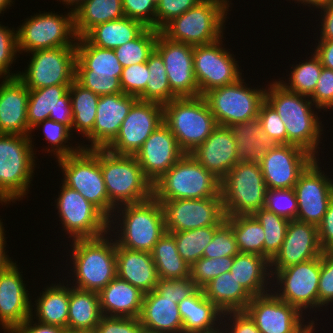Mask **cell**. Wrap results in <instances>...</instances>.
<instances>
[{
  "label": "cell",
  "instance_id": "cell-1",
  "mask_svg": "<svg viewBox=\"0 0 333 333\" xmlns=\"http://www.w3.org/2000/svg\"><path fill=\"white\" fill-rule=\"evenodd\" d=\"M268 86L265 100L283 121L287 131V144L299 146L317 159L323 127L318 113L315 114L312 109L314 104L311 99L289 91L277 80Z\"/></svg>",
  "mask_w": 333,
  "mask_h": 333
},
{
  "label": "cell",
  "instance_id": "cell-2",
  "mask_svg": "<svg viewBox=\"0 0 333 333\" xmlns=\"http://www.w3.org/2000/svg\"><path fill=\"white\" fill-rule=\"evenodd\" d=\"M111 219L109 220V230L115 233L116 243L129 250L151 253L154 245L166 232L163 207L154 196L138 203L117 207ZM116 222L119 223L116 226H120V230L111 225H115Z\"/></svg>",
  "mask_w": 333,
  "mask_h": 333
},
{
  "label": "cell",
  "instance_id": "cell-3",
  "mask_svg": "<svg viewBox=\"0 0 333 333\" xmlns=\"http://www.w3.org/2000/svg\"><path fill=\"white\" fill-rule=\"evenodd\" d=\"M109 238L106 234L72 240L70 256L74 287L99 293L117 276L116 241Z\"/></svg>",
  "mask_w": 333,
  "mask_h": 333
},
{
  "label": "cell",
  "instance_id": "cell-4",
  "mask_svg": "<svg viewBox=\"0 0 333 333\" xmlns=\"http://www.w3.org/2000/svg\"><path fill=\"white\" fill-rule=\"evenodd\" d=\"M100 167L109 198V220L119 205L138 203L153 196V184L135 156L100 149Z\"/></svg>",
  "mask_w": 333,
  "mask_h": 333
},
{
  "label": "cell",
  "instance_id": "cell-5",
  "mask_svg": "<svg viewBox=\"0 0 333 333\" xmlns=\"http://www.w3.org/2000/svg\"><path fill=\"white\" fill-rule=\"evenodd\" d=\"M32 136L0 133V203L2 205L9 204L11 201L15 203L28 194L34 175V166L37 165Z\"/></svg>",
  "mask_w": 333,
  "mask_h": 333
},
{
  "label": "cell",
  "instance_id": "cell-6",
  "mask_svg": "<svg viewBox=\"0 0 333 333\" xmlns=\"http://www.w3.org/2000/svg\"><path fill=\"white\" fill-rule=\"evenodd\" d=\"M229 0H203L167 23L160 32L168 39L191 46L214 43L223 37ZM224 27V28H223Z\"/></svg>",
  "mask_w": 333,
  "mask_h": 333
},
{
  "label": "cell",
  "instance_id": "cell-7",
  "mask_svg": "<svg viewBox=\"0 0 333 333\" xmlns=\"http://www.w3.org/2000/svg\"><path fill=\"white\" fill-rule=\"evenodd\" d=\"M220 184V179L185 153L153 183V196L157 200L221 198Z\"/></svg>",
  "mask_w": 333,
  "mask_h": 333
},
{
  "label": "cell",
  "instance_id": "cell-8",
  "mask_svg": "<svg viewBox=\"0 0 333 333\" xmlns=\"http://www.w3.org/2000/svg\"><path fill=\"white\" fill-rule=\"evenodd\" d=\"M163 123L184 153L192 152L218 126L203 96L175 98L163 104Z\"/></svg>",
  "mask_w": 333,
  "mask_h": 333
},
{
  "label": "cell",
  "instance_id": "cell-9",
  "mask_svg": "<svg viewBox=\"0 0 333 333\" xmlns=\"http://www.w3.org/2000/svg\"><path fill=\"white\" fill-rule=\"evenodd\" d=\"M266 190L260 164L240 160L221 179L220 195L225 217L253 215L264 208Z\"/></svg>",
  "mask_w": 333,
  "mask_h": 333
},
{
  "label": "cell",
  "instance_id": "cell-10",
  "mask_svg": "<svg viewBox=\"0 0 333 333\" xmlns=\"http://www.w3.org/2000/svg\"><path fill=\"white\" fill-rule=\"evenodd\" d=\"M122 70L114 50L94 46L84 37L77 38L75 80L80 85L99 96L122 93Z\"/></svg>",
  "mask_w": 333,
  "mask_h": 333
},
{
  "label": "cell",
  "instance_id": "cell-11",
  "mask_svg": "<svg viewBox=\"0 0 333 333\" xmlns=\"http://www.w3.org/2000/svg\"><path fill=\"white\" fill-rule=\"evenodd\" d=\"M62 183L78 191L109 219V198L100 167V149H81L60 158Z\"/></svg>",
  "mask_w": 333,
  "mask_h": 333
},
{
  "label": "cell",
  "instance_id": "cell-12",
  "mask_svg": "<svg viewBox=\"0 0 333 333\" xmlns=\"http://www.w3.org/2000/svg\"><path fill=\"white\" fill-rule=\"evenodd\" d=\"M30 17L17 28L19 54L22 51L30 53L56 47H76L78 37L74 30L73 12L59 15L51 11Z\"/></svg>",
  "mask_w": 333,
  "mask_h": 333
},
{
  "label": "cell",
  "instance_id": "cell-13",
  "mask_svg": "<svg viewBox=\"0 0 333 333\" xmlns=\"http://www.w3.org/2000/svg\"><path fill=\"white\" fill-rule=\"evenodd\" d=\"M242 77L235 83L206 92V100L218 125L230 127L258 117L265 89H251Z\"/></svg>",
  "mask_w": 333,
  "mask_h": 333
},
{
  "label": "cell",
  "instance_id": "cell-14",
  "mask_svg": "<svg viewBox=\"0 0 333 333\" xmlns=\"http://www.w3.org/2000/svg\"><path fill=\"white\" fill-rule=\"evenodd\" d=\"M62 184L55 199L59 218L66 234L75 239L97 238L110 235L109 219L78 191Z\"/></svg>",
  "mask_w": 333,
  "mask_h": 333
},
{
  "label": "cell",
  "instance_id": "cell-15",
  "mask_svg": "<svg viewBox=\"0 0 333 333\" xmlns=\"http://www.w3.org/2000/svg\"><path fill=\"white\" fill-rule=\"evenodd\" d=\"M320 270L321 256L281 270H270L271 282L275 283L276 280L275 284L278 285H275L273 290L278 288L273 293L302 313L306 309L315 310L318 308Z\"/></svg>",
  "mask_w": 333,
  "mask_h": 333
},
{
  "label": "cell",
  "instance_id": "cell-16",
  "mask_svg": "<svg viewBox=\"0 0 333 333\" xmlns=\"http://www.w3.org/2000/svg\"><path fill=\"white\" fill-rule=\"evenodd\" d=\"M32 57L18 78L29 90L71 85L75 80L76 47H56L30 52Z\"/></svg>",
  "mask_w": 333,
  "mask_h": 333
},
{
  "label": "cell",
  "instance_id": "cell-17",
  "mask_svg": "<svg viewBox=\"0 0 333 333\" xmlns=\"http://www.w3.org/2000/svg\"><path fill=\"white\" fill-rule=\"evenodd\" d=\"M222 42L221 38L211 44L193 47V67L199 96L212 89L235 83L242 77L235 55L223 48Z\"/></svg>",
  "mask_w": 333,
  "mask_h": 333
},
{
  "label": "cell",
  "instance_id": "cell-18",
  "mask_svg": "<svg viewBox=\"0 0 333 333\" xmlns=\"http://www.w3.org/2000/svg\"><path fill=\"white\" fill-rule=\"evenodd\" d=\"M272 291L252 297L244 310L258 330L261 333H305L315 321L312 319L305 325V315Z\"/></svg>",
  "mask_w": 333,
  "mask_h": 333
},
{
  "label": "cell",
  "instance_id": "cell-19",
  "mask_svg": "<svg viewBox=\"0 0 333 333\" xmlns=\"http://www.w3.org/2000/svg\"><path fill=\"white\" fill-rule=\"evenodd\" d=\"M163 207L167 232L221 226L226 217L222 198L158 200Z\"/></svg>",
  "mask_w": 333,
  "mask_h": 333
},
{
  "label": "cell",
  "instance_id": "cell-20",
  "mask_svg": "<svg viewBox=\"0 0 333 333\" xmlns=\"http://www.w3.org/2000/svg\"><path fill=\"white\" fill-rule=\"evenodd\" d=\"M161 124L163 105L138 99L121 123L118 135L105 149L116 155L134 156Z\"/></svg>",
  "mask_w": 333,
  "mask_h": 333
},
{
  "label": "cell",
  "instance_id": "cell-21",
  "mask_svg": "<svg viewBox=\"0 0 333 333\" xmlns=\"http://www.w3.org/2000/svg\"><path fill=\"white\" fill-rule=\"evenodd\" d=\"M315 159L294 185L298 202L296 220L318 227L333 199V179L324 175Z\"/></svg>",
  "mask_w": 333,
  "mask_h": 333
},
{
  "label": "cell",
  "instance_id": "cell-22",
  "mask_svg": "<svg viewBox=\"0 0 333 333\" xmlns=\"http://www.w3.org/2000/svg\"><path fill=\"white\" fill-rule=\"evenodd\" d=\"M316 158L292 144H276L259 163L267 189L294 188L299 176Z\"/></svg>",
  "mask_w": 333,
  "mask_h": 333
},
{
  "label": "cell",
  "instance_id": "cell-23",
  "mask_svg": "<svg viewBox=\"0 0 333 333\" xmlns=\"http://www.w3.org/2000/svg\"><path fill=\"white\" fill-rule=\"evenodd\" d=\"M155 50L164 62L172 93L177 98L199 96L193 67V46L172 41L159 32Z\"/></svg>",
  "mask_w": 333,
  "mask_h": 333
},
{
  "label": "cell",
  "instance_id": "cell-24",
  "mask_svg": "<svg viewBox=\"0 0 333 333\" xmlns=\"http://www.w3.org/2000/svg\"><path fill=\"white\" fill-rule=\"evenodd\" d=\"M137 100L138 97L123 92L100 96L93 130L85 137L91 144H81L82 149H105L118 135L121 123Z\"/></svg>",
  "mask_w": 333,
  "mask_h": 333
},
{
  "label": "cell",
  "instance_id": "cell-25",
  "mask_svg": "<svg viewBox=\"0 0 333 333\" xmlns=\"http://www.w3.org/2000/svg\"><path fill=\"white\" fill-rule=\"evenodd\" d=\"M184 154L177 144L176 137L163 123L152 132L134 156L144 175L153 184Z\"/></svg>",
  "mask_w": 333,
  "mask_h": 333
},
{
  "label": "cell",
  "instance_id": "cell-26",
  "mask_svg": "<svg viewBox=\"0 0 333 333\" xmlns=\"http://www.w3.org/2000/svg\"><path fill=\"white\" fill-rule=\"evenodd\" d=\"M322 253L317 226L291 220L282 246L270 260V270H281L317 258Z\"/></svg>",
  "mask_w": 333,
  "mask_h": 333
},
{
  "label": "cell",
  "instance_id": "cell-27",
  "mask_svg": "<svg viewBox=\"0 0 333 333\" xmlns=\"http://www.w3.org/2000/svg\"><path fill=\"white\" fill-rule=\"evenodd\" d=\"M13 262L0 272V326L14 329L32 314L33 303L29 298L20 268Z\"/></svg>",
  "mask_w": 333,
  "mask_h": 333
},
{
  "label": "cell",
  "instance_id": "cell-28",
  "mask_svg": "<svg viewBox=\"0 0 333 333\" xmlns=\"http://www.w3.org/2000/svg\"><path fill=\"white\" fill-rule=\"evenodd\" d=\"M70 85H56L29 90L27 121L32 130L46 119L67 125L72 130L73 111Z\"/></svg>",
  "mask_w": 333,
  "mask_h": 333
},
{
  "label": "cell",
  "instance_id": "cell-29",
  "mask_svg": "<svg viewBox=\"0 0 333 333\" xmlns=\"http://www.w3.org/2000/svg\"><path fill=\"white\" fill-rule=\"evenodd\" d=\"M189 154L220 180L240 161L232 131L221 125Z\"/></svg>",
  "mask_w": 333,
  "mask_h": 333
},
{
  "label": "cell",
  "instance_id": "cell-30",
  "mask_svg": "<svg viewBox=\"0 0 333 333\" xmlns=\"http://www.w3.org/2000/svg\"><path fill=\"white\" fill-rule=\"evenodd\" d=\"M29 89L18 78H4L0 84V133L31 136L27 108Z\"/></svg>",
  "mask_w": 333,
  "mask_h": 333
},
{
  "label": "cell",
  "instance_id": "cell-31",
  "mask_svg": "<svg viewBox=\"0 0 333 333\" xmlns=\"http://www.w3.org/2000/svg\"><path fill=\"white\" fill-rule=\"evenodd\" d=\"M117 277L127 281L143 293L155 290L159 277L152 254L123 248L116 243Z\"/></svg>",
  "mask_w": 333,
  "mask_h": 333
},
{
  "label": "cell",
  "instance_id": "cell-32",
  "mask_svg": "<svg viewBox=\"0 0 333 333\" xmlns=\"http://www.w3.org/2000/svg\"><path fill=\"white\" fill-rule=\"evenodd\" d=\"M178 308L183 320V333H216L221 330L223 312L205 297L202 289L197 288L184 298L178 303Z\"/></svg>",
  "mask_w": 333,
  "mask_h": 333
},
{
  "label": "cell",
  "instance_id": "cell-33",
  "mask_svg": "<svg viewBox=\"0 0 333 333\" xmlns=\"http://www.w3.org/2000/svg\"><path fill=\"white\" fill-rule=\"evenodd\" d=\"M139 320L144 328L158 333H183L178 303L155 290L144 294Z\"/></svg>",
  "mask_w": 333,
  "mask_h": 333
},
{
  "label": "cell",
  "instance_id": "cell-34",
  "mask_svg": "<svg viewBox=\"0 0 333 333\" xmlns=\"http://www.w3.org/2000/svg\"><path fill=\"white\" fill-rule=\"evenodd\" d=\"M144 294L116 276L98 293L101 312L104 316L139 318Z\"/></svg>",
  "mask_w": 333,
  "mask_h": 333
},
{
  "label": "cell",
  "instance_id": "cell-35",
  "mask_svg": "<svg viewBox=\"0 0 333 333\" xmlns=\"http://www.w3.org/2000/svg\"><path fill=\"white\" fill-rule=\"evenodd\" d=\"M229 272L252 297L270 292L272 289L267 286L271 288L275 285L269 282L272 281L270 261L256 254H236Z\"/></svg>",
  "mask_w": 333,
  "mask_h": 333
},
{
  "label": "cell",
  "instance_id": "cell-36",
  "mask_svg": "<svg viewBox=\"0 0 333 333\" xmlns=\"http://www.w3.org/2000/svg\"><path fill=\"white\" fill-rule=\"evenodd\" d=\"M102 316L97 292L69 287L67 330L94 333Z\"/></svg>",
  "mask_w": 333,
  "mask_h": 333
},
{
  "label": "cell",
  "instance_id": "cell-37",
  "mask_svg": "<svg viewBox=\"0 0 333 333\" xmlns=\"http://www.w3.org/2000/svg\"><path fill=\"white\" fill-rule=\"evenodd\" d=\"M236 142L238 157L242 161L260 163L270 148L276 144L262 130L258 117L229 127Z\"/></svg>",
  "mask_w": 333,
  "mask_h": 333
},
{
  "label": "cell",
  "instance_id": "cell-38",
  "mask_svg": "<svg viewBox=\"0 0 333 333\" xmlns=\"http://www.w3.org/2000/svg\"><path fill=\"white\" fill-rule=\"evenodd\" d=\"M202 290L205 297L223 313L244 311L252 300V296L230 272L215 277Z\"/></svg>",
  "mask_w": 333,
  "mask_h": 333
},
{
  "label": "cell",
  "instance_id": "cell-39",
  "mask_svg": "<svg viewBox=\"0 0 333 333\" xmlns=\"http://www.w3.org/2000/svg\"><path fill=\"white\" fill-rule=\"evenodd\" d=\"M146 28L140 21L123 17L98 24L83 37L94 46L114 50L137 38Z\"/></svg>",
  "mask_w": 333,
  "mask_h": 333
},
{
  "label": "cell",
  "instance_id": "cell-40",
  "mask_svg": "<svg viewBox=\"0 0 333 333\" xmlns=\"http://www.w3.org/2000/svg\"><path fill=\"white\" fill-rule=\"evenodd\" d=\"M59 282V284H53L44 288L45 291L40 293V296L35 300V315L34 319L37 322L58 326L67 330L68 323V307H69V287L67 284ZM42 294V295H41Z\"/></svg>",
  "mask_w": 333,
  "mask_h": 333
},
{
  "label": "cell",
  "instance_id": "cell-41",
  "mask_svg": "<svg viewBox=\"0 0 333 333\" xmlns=\"http://www.w3.org/2000/svg\"><path fill=\"white\" fill-rule=\"evenodd\" d=\"M123 17L122 0H86L74 12V30L80 38L98 24Z\"/></svg>",
  "mask_w": 333,
  "mask_h": 333
},
{
  "label": "cell",
  "instance_id": "cell-42",
  "mask_svg": "<svg viewBox=\"0 0 333 333\" xmlns=\"http://www.w3.org/2000/svg\"><path fill=\"white\" fill-rule=\"evenodd\" d=\"M159 279H176L190 276V265L180 256L175 237L165 232L151 252Z\"/></svg>",
  "mask_w": 333,
  "mask_h": 333
},
{
  "label": "cell",
  "instance_id": "cell-43",
  "mask_svg": "<svg viewBox=\"0 0 333 333\" xmlns=\"http://www.w3.org/2000/svg\"><path fill=\"white\" fill-rule=\"evenodd\" d=\"M69 94L73 111L72 129L86 137L93 130L100 96L76 80L69 86Z\"/></svg>",
  "mask_w": 333,
  "mask_h": 333
},
{
  "label": "cell",
  "instance_id": "cell-44",
  "mask_svg": "<svg viewBox=\"0 0 333 333\" xmlns=\"http://www.w3.org/2000/svg\"><path fill=\"white\" fill-rule=\"evenodd\" d=\"M226 222L232 227L239 253L264 257V229L253 215L226 217Z\"/></svg>",
  "mask_w": 333,
  "mask_h": 333
},
{
  "label": "cell",
  "instance_id": "cell-45",
  "mask_svg": "<svg viewBox=\"0 0 333 333\" xmlns=\"http://www.w3.org/2000/svg\"><path fill=\"white\" fill-rule=\"evenodd\" d=\"M146 63L149 69L148 81L145 90L138 96V99L163 105L177 98L170 88L162 57L155 49Z\"/></svg>",
  "mask_w": 333,
  "mask_h": 333
},
{
  "label": "cell",
  "instance_id": "cell-46",
  "mask_svg": "<svg viewBox=\"0 0 333 333\" xmlns=\"http://www.w3.org/2000/svg\"><path fill=\"white\" fill-rule=\"evenodd\" d=\"M220 226H207L182 232H172L180 256L191 266L203 257L206 246Z\"/></svg>",
  "mask_w": 333,
  "mask_h": 333
},
{
  "label": "cell",
  "instance_id": "cell-47",
  "mask_svg": "<svg viewBox=\"0 0 333 333\" xmlns=\"http://www.w3.org/2000/svg\"><path fill=\"white\" fill-rule=\"evenodd\" d=\"M300 63L296 66L292 65L293 69L290 71L288 83L284 80L279 82L289 91L310 97L316 89L323 66L314 52L309 60L306 59L305 62Z\"/></svg>",
  "mask_w": 333,
  "mask_h": 333
},
{
  "label": "cell",
  "instance_id": "cell-48",
  "mask_svg": "<svg viewBox=\"0 0 333 333\" xmlns=\"http://www.w3.org/2000/svg\"><path fill=\"white\" fill-rule=\"evenodd\" d=\"M159 30L147 27L137 38L114 49L123 67L147 62L154 51Z\"/></svg>",
  "mask_w": 333,
  "mask_h": 333
},
{
  "label": "cell",
  "instance_id": "cell-49",
  "mask_svg": "<svg viewBox=\"0 0 333 333\" xmlns=\"http://www.w3.org/2000/svg\"><path fill=\"white\" fill-rule=\"evenodd\" d=\"M253 216L263 226L265 233L264 257L270 261L282 246L289 220L265 208L259 209Z\"/></svg>",
  "mask_w": 333,
  "mask_h": 333
},
{
  "label": "cell",
  "instance_id": "cell-50",
  "mask_svg": "<svg viewBox=\"0 0 333 333\" xmlns=\"http://www.w3.org/2000/svg\"><path fill=\"white\" fill-rule=\"evenodd\" d=\"M43 126V133L46 141L51 144V148H46L47 152H53L56 159L67 157L69 155L75 154L82 149V146L78 143L76 147H72L67 141L70 140V135H73L72 131L67 125L58 123L51 119H46L43 122L38 123L32 130ZM56 147V148H55ZM49 149V150H48Z\"/></svg>",
  "mask_w": 333,
  "mask_h": 333
},
{
  "label": "cell",
  "instance_id": "cell-51",
  "mask_svg": "<svg viewBox=\"0 0 333 333\" xmlns=\"http://www.w3.org/2000/svg\"><path fill=\"white\" fill-rule=\"evenodd\" d=\"M234 256L217 258L202 257L190 267V277L197 288L202 289L212 279L222 273L229 272L233 264Z\"/></svg>",
  "mask_w": 333,
  "mask_h": 333
},
{
  "label": "cell",
  "instance_id": "cell-52",
  "mask_svg": "<svg viewBox=\"0 0 333 333\" xmlns=\"http://www.w3.org/2000/svg\"><path fill=\"white\" fill-rule=\"evenodd\" d=\"M264 208L289 221L296 220L298 202L294 188L267 189Z\"/></svg>",
  "mask_w": 333,
  "mask_h": 333
},
{
  "label": "cell",
  "instance_id": "cell-53",
  "mask_svg": "<svg viewBox=\"0 0 333 333\" xmlns=\"http://www.w3.org/2000/svg\"><path fill=\"white\" fill-rule=\"evenodd\" d=\"M239 253L232 227L225 221L216 231L212 241L206 246L203 257L217 258L235 256Z\"/></svg>",
  "mask_w": 333,
  "mask_h": 333
},
{
  "label": "cell",
  "instance_id": "cell-54",
  "mask_svg": "<svg viewBox=\"0 0 333 333\" xmlns=\"http://www.w3.org/2000/svg\"><path fill=\"white\" fill-rule=\"evenodd\" d=\"M0 24V78H16L18 73H10V66L17 59V30H10ZM16 57V58H15ZM15 58V59H14ZM4 76V77H3Z\"/></svg>",
  "mask_w": 333,
  "mask_h": 333
},
{
  "label": "cell",
  "instance_id": "cell-55",
  "mask_svg": "<svg viewBox=\"0 0 333 333\" xmlns=\"http://www.w3.org/2000/svg\"><path fill=\"white\" fill-rule=\"evenodd\" d=\"M258 119L262 130L275 144H287V131L275 109L264 100L260 106Z\"/></svg>",
  "mask_w": 333,
  "mask_h": 333
},
{
  "label": "cell",
  "instance_id": "cell-56",
  "mask_svg": "<svg viewBox=\"0 0 333 333\" xmlns=\"http://www.w3.org/2000/svg\"><path fill=\"white\" fill-rule=\"evenodd\" d=\"M149 69L147 63L123 67L120 86L124 94L138 97L146 88Z\"/></svg>",
  "mask_w": 333,
  "mask_h": 333
},
{
  "label": "cell",
  "instance_id": "cell-57",
  "mask_svg": "<svg viewBox=\"0 0 333 333\" xmlns=\"http://www.w3.org/2000/svg\"><path fill=\"white\" fill-rule=\"evenodd\" d=\"M156 3L157 0H122V7L125 17L156 29Z\"/></svg>",
  "mask_w": 333,
  "mask_h": 333
},
{
  "label": "cell",
  "instance_id": "cell-58",
  "mask_svg": "<svg viewBox=\"0 0 333 333\" xmlns=\"http://www.w3.org/2000/svg\"><path fill=\"white\" fill-rule=\"evenodd\" d=\"M203 0H157L156 30H161L167 23L198 5Z\"/></svg>",
  "mask_w": 333,
  "mask_h": 333
},
{
  "label": "cell",
  "instance_id": "cell-59",
  "mask_svg": "<svg viewBox=\"0 0 333 333\" xmlns=\"http://www.w3.org/2000/svg\"><path fill=\"white\" fill-rule=\"evenodd\" d=\"M197 289L191 277L176 279H159L155 291L165 298L181 302Z\"/></svg>",
  "mask_w": 333,
  "mask_h": 333
},
{
  "label": "cell",
  "instance_id": "cell-60",
  "mask_svg": "<svg viewBox=\"0 0 333 333\" xmlns=\"http://www.w3.org/2000/svg\"><path fill=\"white\" fill-rule=\"evenodd\" d=\"M330 302L333 303V252H323L318 285V310Z\"/></svg>",
  "mask_w": 333,
  "mask_h": 333
},
{
  "label": "cell",
  "instance_id": "cell-61",
  "mask_svg": "<svg viewBox=\"0 0 333 333\" xmlns=\"http://www.w3.org/2000/svg\"><path fill=\"white\" fill-rule=\"evenodd\" d=\"M309 98L316 109L333 110V70L322 68L316 89Z\"/></svg>",
  "mask_w": 333,
  "mask_h": 333
},
{
  "label": "cell",
  "instance_id": "cell-62",
  "mask_svg": "<svg viewBox=\"0 0 333 333\" xmlns=\"http://www.w3.org/2000/svg\"><path fill=\"white\" fill-rule=\"evenodd\" d=\"M139 318L102 316L94 333H140Z\"/></svg>",
  "mask_w": 333,
  "mask_h": 333
},
{
  "label": "cell",
  "instance_id": "cell-63",
  "mask_svg": "<svg viewBox=\"0 0 333 333\" xmlns=\"http://www.w3.org/2000/svg\"><path fill=\"white\" fill-rule=\"evenodd\" d=\"M222 317L223 318H222L221 324L223 325V328L227 327V326L229 328V329L222 328L223 333H261L258 330L257 326L255 325L254 321L250 318V316L245 311L225 312V313H223ZM224 317L227 318V321H228L227 323H226V320L223 321ZM229 321H230V324H229ZM223 322H225V324Z\"/></svg>",
  "mask_w": 333,
  "mask_h": 333
},
{
  "label": "cell",
  "instance_id": "cell-64",
  "mask_svg": "<svg viewBox=\"0 0 333 333\" xmlns=\"http://www.w3.org/2000/svg\"><path fill=\"white\" fill-rule=\"evenodd\" d=\"M317 229L323 252H333V199Z\"/></svg>",
  "mask_w": 333,
  "mask_h": 333
},
{
  "label": "cell",
  "instance_id": "cell-65",
  "mask_svg": "<svg viewBox=\"0 0 333 333\" xmlns=\"http://www.w3.org/2000/svg\"><path fill=\"white\" fill-rule=\"evenodd\" d=\"M14 330L17 333H64L66 329L40 322H34L33 317L30 316L22 324L16 326Z\"/></svg>",
  "mask_w": 333,
  "mask_h": 333
},
{
  "label": "cell",
  "instance_id": "cell-66",
  "mask_svg": "<svg viewBox=\"0 0 333 333\" xmlns=\"http://www.w3.org/2000/svg\"><path fill=\"white\" fill-rule=\"evenodd\" d=\"M321 9V32L320 40H333V1H330L324 6L319 7ZM323 10V12H322Z\"/></svg>",
  "mask_w": 333,
  "mask_h": 333
},
{
  "label": "cell",
  "instance_id": "cell-67",
  "mask_svg": "<svg viewBox=\"0 0 333 333\" xmlns=\"http://www.w3.org/2000/svg\"><path fill=\"white\" fill-rule=\"evenodd\" d=\"M314 53L324 68L333 70V40H319Z\"/></svg>",
  "mask_w": 333,
  "mask_h": 333
},
{
  "label": "cell",
  "instance_id": "cell-68",
  "mask_svg": "<svg viewBox=\"0 0 333 333\" xmlns=\"http://www.w3.org/2000/svg\"><path fill=\"white\" fill-rule=\"evenodd\" d=\"M4 227L2 226L0 228V272L4 271L5 269H7L12 263L13 261L11 260V258L9 257V255H7V251L5 252V243H6V238H5V232H4Z\"/></svg>",
  "mask_w": 333,
  "mask_h": 333
},
{
  "label": "cell",
  "instance_id": "cell-69",
  "mask_svg": "<svg viewBox=\"0 0 333 333\" xmlns=\"http://www.w3.org/2000/svg\"><path fill=\"white\" fill-rule=\"evenodd\" d=\"M299 2V3H304L303 5H307V6H311V7H315V8H318L321 7V6H324L326 5L327 3H329L330 1L332 0H295V2ZM315 5V6H314Z\"/></svg>",
  "mask_w": 333,
  "mask_h": 333
},
{
  "label": "cell",
  "instance_id": "cell-70",
  "mask_svg": "<svg viewBox=\"0 0 333 333\" xmlns=\"http://www.w3.org/2000/svg\"><path fill=\"white\" fill-rule=\"evenodd\" d=\"M60 2L62 1V4H67L69 7L71 6H74L73 8H70L71 9V12H75L80 6L81 4L86 1V0H59ZM64 2V3H63Z\"/></svg>",
  "mask_w": 333,
  "mask_h": 333
},
{
  "label": "cell",
  "instance_id": "cell-71",
  "mask_svg": "<svg viewBox=\"0 0 333 333\" xmlns=\"http://www.w3.org/2000/svg\"><path fill=\"white\" fill-rule=\"evenodd\" d=\"M13 4L12 0H0V14H2V11L4 12L6 8L9 9V7Z\"/></svg>",
  "mask_w": 333,
  "mask_h": 333
},
{
  "label": "cell",
  "instance_id": "cell-72",
  "mask_svg": "<svg viewBox=\"0 0 333 333\" xmlns=\"http://www.w3.org/2000/svg\"><path fill=\"white\" fill-rule=\"evenodd\" d=\"M140 333H158V332H155V331H153V330L146 329V328L143 327V328L140 330Z\"/></svg>",
  "mask_w": 333,
  "mask_h": 333
},
{
  "label": "cell",
  "instance_id": "cell-73",
  "mask_svg": "<svg viewBox=\"0 0 333 333\" xmlns=\"http://www.w3.org/2000/svg\"><path fill=\"white\" fill-rule=\"evenodd\" d=\"M315 323L312 324V326L305 332V333H315L314 330H315Z\"/></svg>",
  "mask_w": 333,
  "mask_h": 333
},
{
  "label": "cell",
  "instance_id": "cell-74",
  "mask_svg": "<svg viewBox=\"0 0 333 333\" xmlns=\"http://www.w3.org/2000/svg\"><path fill=\"white\" fill-rule=\"evenodd\" d=\"M17 333L14 329H4V333Z\"/></svg>",
  "mask_w": 333,
  "mask_h": 333
},
{
  "label": "cell",
  "instance_id": "cell-75",
  "mask_svg": "<svg viewBox=\"0 0 333 333\" xmlns=\"http://www.w3.org/2000/svg\"><path fill=\"white\" fill-rule=\"evenodd\" d=\"M64 333H82V332H76V331L65 330Z\"/></svg>",
  "mask_w": 333,
  "mask_h": 333
},
{
  "label": "cell",
  "instance_id": "cell-76",
  "mask_svg": "<svg viewBox=\"0 0 333 333\" xmlns=\"http://www.w3.org/2000/svg\"><path fill=\"white\" fill-rule=\"evenodd\" d=\"M3 225H4L3 222H1V220H0V228H1Z\"/></svg>",
  "mask_w": 333,
  "mask_h": 333
}]
</instances>
